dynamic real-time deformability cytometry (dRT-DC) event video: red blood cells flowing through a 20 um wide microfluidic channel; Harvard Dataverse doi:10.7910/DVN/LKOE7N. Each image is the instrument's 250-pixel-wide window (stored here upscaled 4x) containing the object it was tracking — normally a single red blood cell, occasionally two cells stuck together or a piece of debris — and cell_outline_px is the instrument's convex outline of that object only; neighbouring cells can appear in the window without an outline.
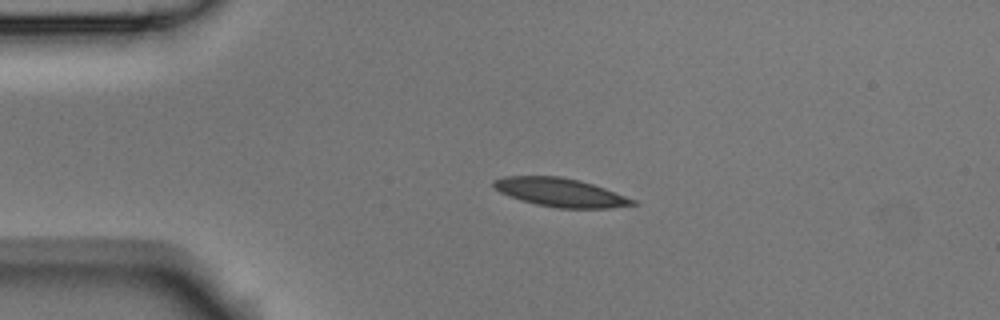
{"species": "Egyptian fruit bat (a non-hibernating species)", "species_latin": "Rousettus aegyptiacus", "temperature_condition": "room temperature", "stored_images_in_passage": 3, "camera_frame_rate_fps": 3000, "um_per_image_px": 0.085, "animal": {"sex": "male"}, "frame": {"image": 1, "passage_image": 2, "time_ms": 0.333, "image_size_px": [1000, 320], "cell_outline_px": [[640, 204], [612, 208], [556, 208], [536, 204], [520, 200], [500, 192], [492, 184], [492, 180], [504, 176], [560, 176], [580, 180], [604, 188], [636, 200]], "centroid_in_image_um": [47.64, 16.36], "position_along_channel_um": 37.4, "area_um2": 23.18}}